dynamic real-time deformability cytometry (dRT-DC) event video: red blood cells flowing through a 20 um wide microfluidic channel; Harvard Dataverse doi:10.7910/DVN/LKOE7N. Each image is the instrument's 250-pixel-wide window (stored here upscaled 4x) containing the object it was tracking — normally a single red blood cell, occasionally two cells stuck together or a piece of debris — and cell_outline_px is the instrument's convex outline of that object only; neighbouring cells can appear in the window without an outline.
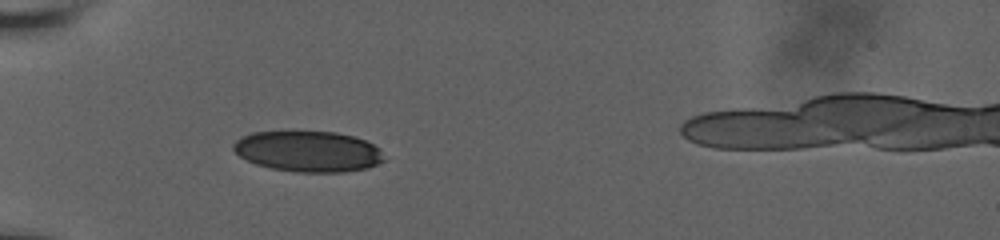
{"species": "human", "species_latin": "Homo sapiens", "temperature_condition": "room temperature", "stored_images_in_passage": 21, "camera_frame_rate_fps": 3000, "um_per_image_px": 0.085, "donor": {"sex": "male"}, "frame": {"image": 1, "passage_image": 11, "time_ms": 5.0, "image_size_px": [1000, 240], "cell_outline_px": [[384, 160], [368, 168], [344, 172], [296, 172], [272, 168], [256, 164], [240, 156], [232, 148], [232, 144], [240, 136], [252, 132], [292, 128], [336, 132], [352, 136], [364, 140], [380, 148]], "centroid_in_image_um": [26.14, 12.81], "position_along_channel_um": 58.9, "area_um2": 36.88}}
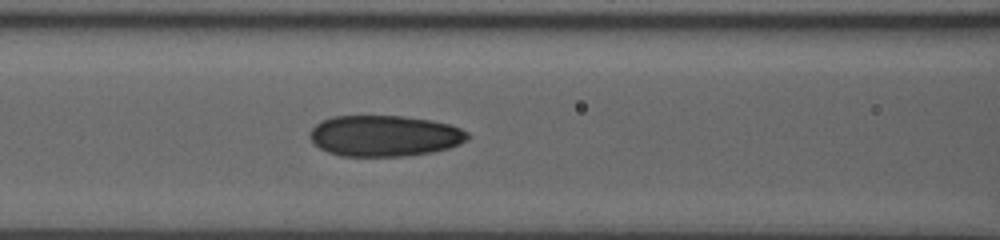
{"frame": {"image": 2, "passage_image": 17, "time_ms": 7.333, "image_size_px": [1000, 240], "cell_outline_px": [[472, 136], [468, 140], [460, 144], [448, 148], [432, 152], [404, 156], [340, 156], [328, 152], [312, 144], [308, 136], [312, 128], [320, 120], [332, 116], [404, 116], [432, 120], [448, 124], [460, 128], [468, 132]], "centroid_in_image_um": [32.67, 11.54], "position_along_channel_um": 133.9, "area_um2": 38.15}}
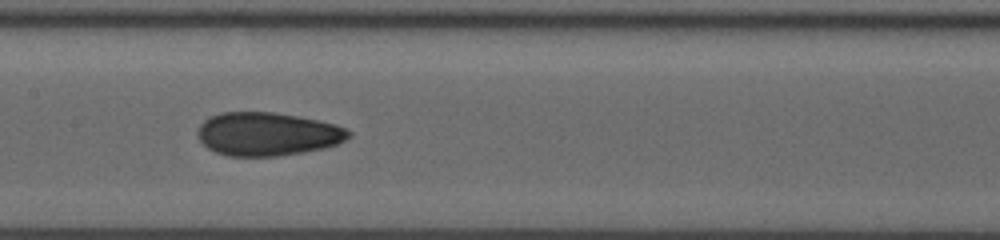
{"frame": {"image": 3, "passage_image": 20, "time_ms": 8.667, "image_size_px": [1000, 240], "cell_outline_px": [[352, 136], [336, 144], [324, 148], [304, 152], [280, 156], [228, 156], [216, 152], [208, 148], [200, 140], [200, 124], [208, 116], [220, 112], [272, 112], [296, 116], [336, 124], [352, 132]], "centroid_in_image_um": [22.75, 11.39], "position_along_channel_um": 184.7, "area_um2": 38.03}}